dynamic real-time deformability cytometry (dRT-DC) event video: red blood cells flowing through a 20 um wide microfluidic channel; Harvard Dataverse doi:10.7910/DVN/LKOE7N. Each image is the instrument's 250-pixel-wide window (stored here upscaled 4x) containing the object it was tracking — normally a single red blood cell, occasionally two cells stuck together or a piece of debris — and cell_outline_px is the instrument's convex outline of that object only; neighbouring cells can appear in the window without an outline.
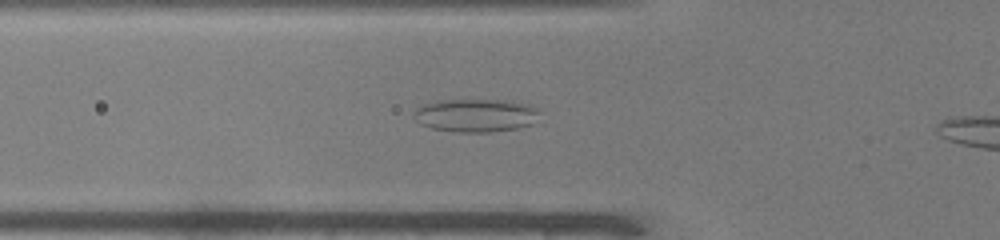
{"species": "common noctule bat (a hibernating species)", "species_latin": "Nyctalus noctula", "temperature_condition": "warm", "stored_images_in_passage": 35, "camera_frame_rate_fps": 3000, "um_per_image_px": 0.085, "animal": {"sex": "male", "body_mass_g": 19.0, "forearm_length_mm": 50.8}, "frame": {"image": 1, "passage_image": 9, "time_ms": 2.667, "image_size_px": [1000, 240], "cell_outline_px": [[540, 112], [532, 124], [520, 128], [492, 132], [452, 132], [432, 128], [420, 124], [412, 116], [412, 112], [416, 108], [424, 104], [440, 100], [500, 100], [528, 104], [536, 108]], "centroid_in_image_um": [40.4, 9.82], "position_along_channel_um": 85.4, "area_um2": 24.45}}
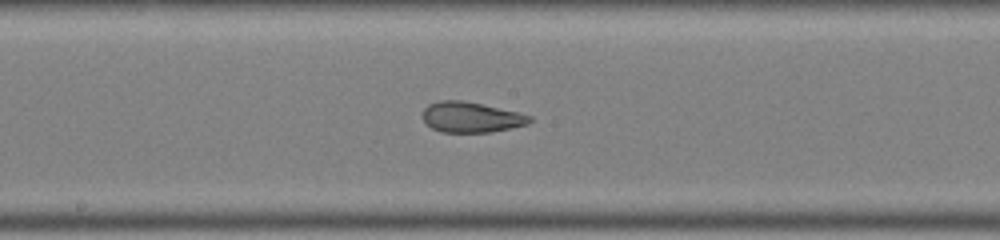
{"frame": {"image": 2, "passage_image": 18, "time_ms": 5.667, "image_size_px": [1000, 240], "cell_outline_px": [[532, 120], [528, 124], [512, 128], [492, 132], [440, 132], [432, 128], [424, 120], [424, 108], [428, 104], [440, 100], [464, 100], [520, 112], [532, 116]], "centroid_in_image_um": [40.09, 9.95], "position_along_channel_um": 208.1, "area_um2": 19.13}}
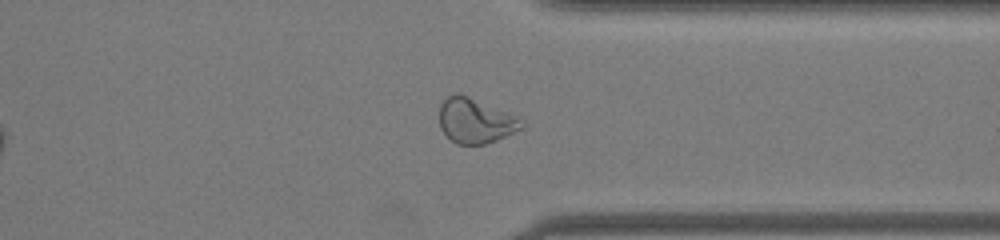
{"frame": {"image": 3, "passage_image": 30, "time_ms": 9.667, "image_size_px": [1000, 240], "cell_outline_px": [[524, 128], [496, 140], [484, 144], [456, 144], [440, 128], [440, 104], [448, 96], [456, 92], [468, 96], [520, 116], [524, 124]], "centroid_in_image_um": [40.44, 10.25], "position_along_channel_um": 371.0, "area_um2": 21.62}}